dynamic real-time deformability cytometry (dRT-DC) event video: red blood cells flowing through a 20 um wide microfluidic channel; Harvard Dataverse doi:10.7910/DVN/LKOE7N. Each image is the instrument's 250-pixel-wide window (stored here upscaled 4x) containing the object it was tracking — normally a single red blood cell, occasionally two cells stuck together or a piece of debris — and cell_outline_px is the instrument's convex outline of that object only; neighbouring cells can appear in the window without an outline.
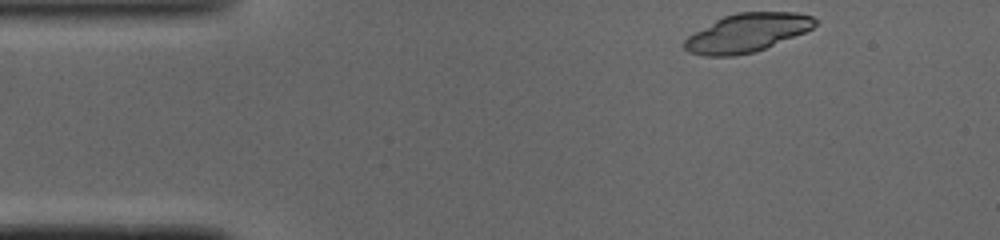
{"species": "common noctule bat (a hibernating species)", "species_latin": "Nyctalus noctula", "temperature_condition": "cold", "stored_images_in_passage": 43, "camera_frame_rate_fps": 3000, "um_per_image_px": 0.085, "animal": {"sex": "male", "body_mass_g": 19.0, "forearm_length_mm": 50.8}, "frame": {"image": 1, "passage_image": 1, "time_ms": 0.0, "image_size_px": [1000, 240], "cell_outline_px": [[816, 24], [812, 28], [804, 32], [764, 48], [752, 52], [732, 56], [704, 56], [688, 52], [684, 48], [684, 40], [688, 36], [716, 20], [724, 16], [736, 12], [796, 12], [812, 16], [816, 20]], "centroid_in_image_um": [63.48, 2.78], "position_along_channel_um": 21.5, "area_um2": 28.84}}